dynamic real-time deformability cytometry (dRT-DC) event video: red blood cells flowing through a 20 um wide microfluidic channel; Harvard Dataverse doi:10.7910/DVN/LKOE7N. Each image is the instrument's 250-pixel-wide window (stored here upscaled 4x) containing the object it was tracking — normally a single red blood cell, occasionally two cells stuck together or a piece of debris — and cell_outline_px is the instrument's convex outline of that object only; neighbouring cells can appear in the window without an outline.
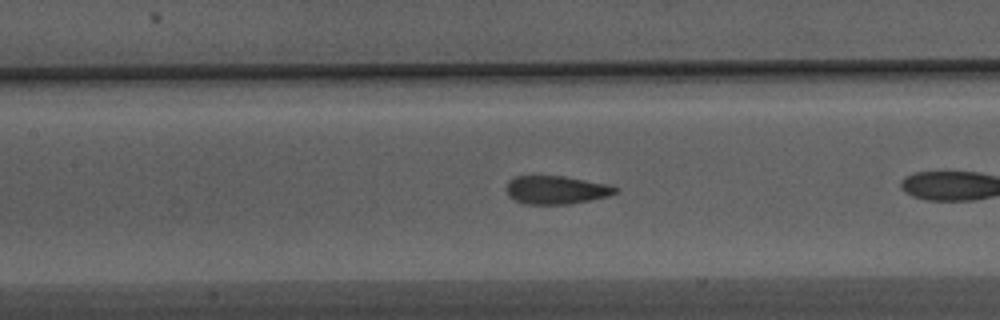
{"species": "Egyptian fruit bat (a non-hibernating species)", "species_latin": "Rousettus aegyptiacus", "temperature_condition": "warm", "stored_images_in_passage": 26, "camera_frame_rate_fps": 3000, "um_per_image_px": 0.085, "animal": {"sex": "male"}, "frame": {"image": 1, "passage_image": 8, "time_ms": 2.333, "image_size_px": [1000, 320], "cell_outline_px": [[620, 192], [608, 196], [568, 204], [524, 204], [508, 196], [504, 188], [508, 180], [516, 176], [564, 176], [608, 184], [620, 188]], "centroid_in_image_um": [47.27, 16.14], "position_along_channel_um": 160.1, "area_um2": 18.15}}